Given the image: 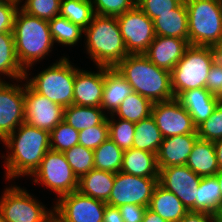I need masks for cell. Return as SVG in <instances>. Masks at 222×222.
<instances>
[{
    "label": "cell",
    "mask_w": 222,
    "mask_h": 222,
    "mask_svg": "<svg viewBox=\"0 0 222 222\" xmlns=\"http://www.w3.org/2000/svg\"><path fill=\"white\" fill-rule=\"evenodd\" d=\"M7 157L1 156L5 166V179L8 182L20 176H32L41 160L50 150V132L22 123L3 141Z\"/></svg>",
    "instance_id": "1"
},
{
    "label": "cell",
    "mask_w": 222,
    "mask_h": 222,
    "mask_svg": "<svg viewBox=\"0 0 222 222\" xmlns=\"http://www.w3.org/2000/svg\"><path fill=\"white\" fill-rule=\"evenodd\" d=\"M114 68L130 84L133 92L153 103L175 98L171 72L157 67L144 54H129Z\"/></svg>",
    "instance_id": "2"
},
{
    "label": "cell",
    "mask_w": 222,
    "mask_h": 222,
    "mask_svg": "<svg viewBox=\"0 0 222 222\" xmlns=\"http://www.w3.org/2000/svg\"><path fill=\"white\" fill-rule=\"evenodd\" d=\"M12 33L18 61L25 71L29 72L34 63L36 65L53 51L48 20L29 15L20 7L14 17Z\"/></svg>",
    "instance_id": "3"
},
{
    "label": "cell",
    "mask_w": 222,
    "mask_h": 222,
    "mask_svg": "<svg viewBox=\"0 0 222 222\" xmlns=\"http://www.w3.org/2000/svg\"><path fill=\"white\" fill-rule=\"evenodd\" d=\"M84 36V48L96 66L114 68L129 55L116 17L94 14Z\"/></svg>",
    "instance_id": "4"
},
{
    "label": "cell",
    "mask_w": 222,
    "mask_h": 222,
    "mask_svg": "<svg viewBox=\"0 0 222 222\" xmlns=\"http://www.w3.org/2000/svg\"><path fill=\"white\" fill-rule=\"evenodd\" d=\"M184 1L189 44L218 48L222 43V0Z\"/></svg>",
    "instance_id": "5"
},
{
    "label": "cell",
    "mask_w": 222,
    "mask_h": 222,
    "mask_svg": "<svg viewBox=\"0 0 222 222\" xmlns=\"http://www.w3.org/2000/svg\"><path fill=\"white\" fill-rule=\"evenodd\" d=\"M69 56L61 57L33 77L26 71V83L38 94L64 108L73 104L75 66Z\"/></svg>",
    "instance_id": "6"
},
{
    "label": "cell",
    "mask_w": 222,
    "mask_h": 222,
    "mask_svg": "<svg viewBox=\"0 0 222 222\" xmlns=\"http://www.w3.org/2000/svg\"><path fill=\"white\" fill-rule=\"evenodd\" d=\"M217 57L215 47L189 45L171 71L174 97L190 89L205 88L210 68Z\"/></svg>",
    "instance_id": "7"
},
{
    "label": "cell",
    "mask_w": 222,
    "mask_h": 222,
    "mask_svg": "<svg viewBox=\"0 0 222 222\" xmlns=\"http://www.w3.org/2000/svg\"><path fill=\"white\" fill-rule=\"evenodd\" d=\"M12 185L3 190L0 198V212L6 222H47L54 215V207L48 209L26 188Z\"/></svg>",
    "instance_id": "8"
},
{
    "label": "cell",
    "mask_w": 222,
    "mask_h": 222,
    "mask_svg": "<svg viewBox=\"0 0 222 222\" xmlns=\"http://www.w3.org/2000/svg\"><path fill=\"white\" fill-rule=\"evenodd\" d=\"M31 177H34L35 184L44 185L52 190L51 192L56 193V200L78 189L79 179L68 164L63 152L47 151Z\"/></svg>",
    "instance_id": "9"
},
{
    "label": "cell",
    "mask_w": 222,
    "mask_h": 222,
    "mask_svg": "<svg viewBox=\"0 0 222 222\" xmlns=\"http://www.w3.org/2000/svg\"><path fill=\"white\" fill-rule=\"evenodd\" d=\"M53 207L59 222H103L106 202L76 190L61 196Z\"/></svg>",
    "instance_id": "10"
},
{
    "label": "cell",
    "mask_w": 222,
    "mask_h": 222,
    "mask_svg": "<svg viewBox=\"0 0 222 222\" xmlns=\"http://www.w3.org/2000/svg\"><path fill=\"white\" fill-rule=\"evenodd\" d=\"M116 18L128 54H144L156 37L153 20L137 5Z\"/></svg>",
    "instance_id": "11"
},
{
    "label": "cell",
    "mask_w": 222,
    "mask_h": 222,
    "mask_svg": "<svg viewBox=\"0 0 222 222\" xmlns=\"http://www.w3.org/2000/svg\"><path fill=\"white\" fill-rule=\"evenodd\" d=\"M158 178L134 176L122 171L115 174V181L106 204L120 207L124 204H137L149 207Z\"/></svg>",
    "instance_id": "12"
},
{
    "label": "cell",
    "mask_w": 222,
    "mask_h": 222,
    "mask_svg": "<svg viewBox=\"0 0 222 222\" xmlns=\"http://www.w3.org/2000/svg\"><path fill=\"white\" fill-rule=\"evenodd\" d=\"M151 116L164 138L197 134V127L194 125L192 117L176 98L154 102Z\"/></svg>",
    "instance_id": "13"
},
{
    "label": "cell",
    "mask_w": 222,
    "mask_h": 222,
    "mask_svg": "<svg viewBox=\"0 0 222 222\" xmlns=\"http://www.w3.org/2000/svg\"><path fill=\"white\" fill-rule=\"evenodd\" d=\"M199 175L186 165L159 168L158 184L174 193L190 212H195Z\"/></svg>",
    "instance_id": "14"
},
{
    "label": "cell",
    "mask_w": 222,
    "mask_h": 222,
    "mask_svg": "<svg viewBox=\"0 0 222 222\" xmlns=\"http://www.w3.org/2000/svg\"><path fill=\"white\" fill-rule=\"evenodd\" d=\"M24 121L51 132L63 121L64 107L35 92L25 81Z\"/></svg>",
    "instance_id": "15"
},
{
    "label": "cell",
    "mask_w": 222,
    "mask_h": 222,
    "mask_svg": "<svg viewBox=\"0 0 222 222\" xmlns=\"http://www.w3.org/2000/svg\"><path fill=\"white\" fill-rule=\"evenodd\" d=\"M17 84L0 81V141L25 122V83Z\"/></svg>",
    "instance_id": "16"
},
{
    "label": "cell",
    "mask_w": 222,
    "mask_h": 222,
    "mask_svg": "<svg viewBox=\"0 0 222 222\" xmlns=\"http://www.w3.org/2000/svg\"><path fill=\"white\" fill-rule=\"evenodd\" d=\"M97 72L75 66L73 104L101 107L104 90V67L97 66Z\"/></svg>",
    "instance_id": "17"
},
{
    "label": "cell",
    "mask_w": 222,
    "mask_h": 222,
    "mask_svg": "<svg viewBox=\"0 0 222 222\" xmlns=\"http://www.w3.org/2000/svg\"><path fill=\"white\" fill-rule=\"evenodd\" d=\"M189 45L185 39L156 36L144 55L157 67L171 72Z\"/></svg>",
    "instance_id": "18"
},
{
    "label": "cell",
    "mask_w": 222,
    "mask_h": 222,
    "mask_svg": "<svg viewBox=\"0 0 222 222\" xmlns=\"http://www.w3.org/2000/svg\"><path fill=\"white\" fill-rule=\"evenodd\" d=\"M198 134H183L163 139L157 153L159 168L185 165Z\"/></svg>",
    "instance_id": "19"
},
{
    "label": "cell",
    "mask_w": 222,
    "mask_h": 222,
    "mask_svg": "<svg viewBox=\"0 0 222 222\" xmlns=\"http://www.w3.org/2000/svg\"><path fill=\"white\" fill-rule=\"evenodd\" d=\"M176 99L190 114L196 127L210 117L221 101L219 96L210 93L206 88L187 90Z\"/></svg>",
    "instance_id": "20"
},
{
    "label": "cell",
    "mask_w": 222,
    "mask_h": 222,
    "mask_svg": "<svg viewBox=\"0 0 222 222\" xmlns=\"http://www.w3.org/2000/svg\"><path fill=\"white\" fill-rule=\"evenodd\" d=\"M131 93H133L132 87L115 68L104 67V90L101 108L107 115L114 114L123 100Z\"/></svg>",
    "instance_id": "21"
},
{
    "label": "cell",
    "mask_w": 222,
    "mask_h": 222,
    "mask_svg": "<svg viewBox=\"0 0 222 222\" xmlns=\"http://www.w3.org/2000/svg\"><path fill=\"white\" fill-rule=\"evenodd\" d=\"M156 36H169L188 41V13L183 0L175 9L153 20Z\"/></svg>",
    "instance_id": "22"
},
{
    "label": "cell",
    "mask_w": 222,
    "mask_h": 222,
    "mask_svg": "<svg viewBox=\"0 0 222 222\" xmlns=\"http://www.w3.org/2000/svg\"><path fill=\"white\" fill-rule=\"evenodd\" d=\"M168 222H179L189 211L172 192L157 184L148 207Z\"/></svg>",
    "instance_id": "23"
},
{
    "label": "cell",
    "mask_w": 222,
    "mask_h": 222,
    "mask_svg": "<svg viewBox=\"0 0 222 222\" xmlns=\"http://www.w3.org/2000/svg\"><path fill=\"white\" fill-rule=\"evenodd\" d=\"M185 165L200 177L214 176L219 171L214 142L198 138Z\"/></svg>",
    "instance_id": "24"
},
{
    "label": "cell",
    "mask_w": 222,
    "mask_h": 222,
    "mask_svg": "<svg viewBox=\"0 0 222 222\" xmlns=\"http://www.w3.org/2000/svg\"><path fill=\"white\" fill-rule=\"evenodd\" d=\"M121 171L134 176L158 178L157 154L133 147L125 150Z\"/></svg>",
    "instance_id": "25"
},
{
    "label": "cell",
    "mask_w": 222,
    "mask_h": 222,
    "mask_svg": "<svg viewBox=\"0 0 222 222\" xmlns=\"http://www.w3.org/2000/svg\"><path fill=\"white\" fill-rule=\"evenodd\" d=\"M115 174L94 168L79 178L77 190L84 195L107 202L113 188Z\"/></svg>",
    "instance_id": "26"
},
{
    "label": "cell",
    "mask_w": 222,
    "mask_h": 222,
    "mask_svg": "<svg viewBox=\"0 0 222 222\" xmlns=\"http://www.w3.org/2000/svg\"><path fill=\"white\" fill-rule=\"evenodd\" d=\"M26 71L20 65L12 32H0V81L6 76L17 82L25 81ZM19 80V81H18Z\"/></svg>",
    "instance_id": "27"
},
{
    "label": "cell",
    "mask_w": 222,
    "mask_h": 222,
    "mask_svg": "<svg viewBox=\"0 0 222 222\" xmlns=\"http://www.w3.org/2000/svg\"><path fill=\"white\" fill-rule=\"evenodd\" d=\"M107 117L101 107L72 104L64 108L63 121L75 130L81 131L101 124Z\"/></svg>",
    "instance_id": "28"
},
{
    "label": "cell",
    "mask_w": 222,
    "mask_h": 222,
    "mask_svg": "<svg viewBox=\"0 0 222 222\" xmlns=\"http://www.w3.org/2000/svg\"><path fill=\"white\" fill-rule=\"evenodd\" d=\"M222 207V195L216 176L202 177L195 202V212L217 215Z\"/></svg>",
    "instance_id": "29"
},
{
    "label": "cell",
    "mask_w": 222,
    "mask_h": 222,
    "mask_svg": "<svg viewBox=\"0 0 222 222\" xmlns=\"http://www.w3.org/2000/svg\"><path fill=\"white\" fill-rule=\"evenodd\" d=\"M163 139L151 115L135 123L133 148L157 154Z\"/></svg>",
    "instance_id": "30"
},
{
    "label": "cell",
    "mask_w": 222,
    "mask_h": 222,
    "mask_svg": "<svg viewBox=\"0 0 222 222\" xmlns=\"http://www.w3.org/2000/svg\"><path fill=\"white\" fill-rule=\"evenodd\" d=\"M152 106L153 102L150 99L133 92L123 100L113 115L136 123L151 115Z\"/></svg>",
    "instance_id": "31"
},
{
    "label": "cell",
    "mask_w": 222,
    "mask_h": 222,
    "mask_svg": "<svg viewBox=\"0 0 222 222\" xmlns=\"http://www.w3.org/2000/svg\"><path fill=\"white\" fill-rule=\"evenodd\" d=\"M48 24L53 42L62 46H76L84 35L83 28L61 16L49 20Z\"/></svg>",
    "instance_id": "32"
},
{
    "label": "cell",
    "mask_w": 222,
    "mask_h": 222,
    "mask_svg": "<svg viewBox=\"0 0 222 222\" xmlns=\"http://www.w3.org/2000/svg\"><path fill=\"white\" fill-rule=\"evenodd\" d=\"M94 152V168L117 173L121 171L123 153L110 138L105 140Z\"/></svg>",
    "instance_id": "33"
},
{
    "label": "cell",
    "mask_w": 222,
    "mask_h": 222,
    "mask_svg": "<svg viewBox=\"0 0 222 222\" xmlns=\"http://www.w3.org/2000/svg\"><path fill=\"white\" fill-rule=\"evenodd\" d=\"M94 15L91 0H61L59 16L85 29Z\"/></svg>",
    "instance_id": "34"
},
{
    "label": "cell",
    "mask_w": 222,
    "mask_h": 222,
    "mask_svg": "<svg viewBox=\"0 0 222 222\" xmlns=\"http://www.w3.org/2000/svg\"><path fill=\"white\" fill-rule=\"evenodd\" d=\"M109 138L123 151L132 148L135 135V123L108 115Z\"/></svg>",
    "instance_id": "35"
},
{
    "label": "cell",
    "mask_w": 222,
    "mask_h": 222,
    "mask_svg": "<svg viewBox=\"0 0 222 222\" xmlns=\"http://www.w3.org/2000/svg\"><path fill=\"white\" fill-rule=\"evenodd\" d=\"M63 153L78 179L94 169V152L92 149L78 144Z\"/></svg>",
    "instance_id": "36"
},
{
    "label": "cell",
    "mask_w": 222,
    "mask_h": 222,
    "mask_svg": "<svg viewBox=\"0 0 222 222\" xmlns=\"http://www.w3.org/2000/svg\"><path fill=\"white\" fill-rule=\"evenodd\" d=\"M79 144V131L66 122H60L50 132V150L64 152Z\"/></svg>",
    "instance_id": "37"
},
{
    "label": "cell",
    "mask_w": 222,
    "mask_h": 222,
    "mask_svg": "<svg viewBox=\"0 0 222 222\" xmlns=\"http://www.w3.org/2000/svg\"><path fill=\"white\" fill-rule=\"evenodd\" d=\"M21 3L19 5L22 6L19 7L24 12L40 19L49 21L59 16L61 0H23Z\"/></svg>",
    "instance_id": "38"
},
{
    "label": "cell",
    "mask_w": 222,
    "mask_h": 222,
    "mask_svg": "<svg viewBox=\"0 0 222 222\" xmlns=\"http://www.w3.org/2000/svg\"><path fill=\"white\" fill-rule=\"evenodd\" d=\"M198 138L206 141L222 139V101L215 107L210 117L197 127Z\"/></svg>",
    "instance_id": "39"
},
{
    "label": "cell",
    "mask_w": 222,
    "mask_h": 222,
    "mask_svg": "<svg viewBox=\"0 0 222 222\" xmlns=\"http://www.w3.org/2000/svg\"><path fill=\"white\" fill-rule=\"evenodd\" d=\"M94 14L117 17L136 6L137 0H91Z\"/></svg>",
    "instance_id": "40"
},
{
    "label": "cell",
    "mask_w": 222,
    "mask_h": 222,
    "mask_svg": "<svg viewBox=\"0 0 222 222\" xmlns=\"http://www.w3.org/2000/svg\"><path fill=\"white\" fill-rule=\"evenodd\" d=\"M109 138L107 118L99 125L79 131V145L95 150Z\"/></svg>",
    "instance_id": "41"
},
{
    "label": "cell",
    "mask_w": 222,
    "mask_h": 222,
    "mask_svg": "<svg viewBox=\"0 0 222 222\" xmlns=\"http://www.w3.org/2000/svg\"><path fill=\"white\" fill-rule=\"evenodd\" d=\"M183 0H137L136 5L151 19L171 12Z\"/></svg>",
    "instance_id": "42"
},
{
    "label": "cell",
    "mask_w": 222,
    "mask_h": 222,
    "mask_svg": "<svg viewBox=\"0 0 222 222\" xmlns=\"http://www.w3.org/2000/svg\"><path fill=\"white\" fill-rule=\"evenodd\" d=\"M19 6V3L12 0H0V32H12Z\"/></svg>",
    "instance_id": "43"
},
{
    "label": "cell",
    "mask_w": 222,
    "mask_h": 222,
    "mask_svg": "<svg viewBox=\"0 0 222 222\" xmlns=\"http://www.w3.org/2000/svg\"><path fill=\"white\" fill-rule=\"evenodd\" d=\"M205 88L212 94L222 96V60L217 57L210 68Z\"/></svg>",
    "instance_id": "44"
},
{
    "label": "cell",
    "mask_w": 222,
    "mask_h": 222,
    "mask_svg": "<svg viewBox=\"0 0 222 222\" xmlns=\"http://www.w3.org/2000/svg\"><path fill=\"white\" fill-rule=\"evenodd\" d=\"M118 209L124 222H142L147 207L137 204H124Z\"/></svg>",
    "instance_id": "45"
},
{
    "label": "cell",
    "mask_w": 222,
    "mask_h": 222,
    "mask_svg": "<svg viewBox=\"0 0 222 222\" xmlns=\"http://www.w3.org/2000/svg\"><path fill=\"white\" fill-rule=\"evenodd\" d=\"M179 222H217V216L206 212H188Z\"/></svg>",
    "instance_id": "46"
},
{
    "label": "cell",
    "mask_w": 222,
    "mask_h": 222,
    "mask_svg": "<svg viewBox=\"0 0 222 222\" xmlns=\"http://www.w3.org/2000/svg\"><path fill=\"white\" fill-rule=\"evenodd\" d=\"M103 222H124L118 207L106 204Z\"/></svg>",
    "instance_id": "47"
},
{
    "label": "cell",
    "mask_w": 222,
    "mask_h": 222,
    "mask_svg": "<svg viewBox=\"0 0 222 222\" xmlns=\"http://www.w3.org/2000/svg\"><path fill=\"white\" fill-rule=\"evenodd\" d=\"M142 222H168V221L164 220L157 213L153 212L147 207Z\"/></svg>",
    "instance_id": "48"
},
{
    "label": "cell",
    "mask_w": 222,
    "mask_h": 222,
    "mask_svg": "<svg viewBox=\"0 0 222 222\" xmlns=\"http://www.w3.org/2000/svg\"><path fill=\"white\" fill-rule=\"evenodd\" d=\"M214 147H215L219 170H222V139L214 141Z\"/></svg>",
    "instance_id": "49"
},
{
    "label": "cell",
    "mask_w": 222,
    "mask_h": 222,
    "mask_svg": "<svg viewBox=\"0 0 222 222\" xmlns=\"http://www.w3.org/2000/svg\"><path fill=\"white\" fill-rule=\"evenodd\" d=\"M218 182H219V186H220V191H221V195H222V170H219L216 174H215Z\"/></svg>",
    "instance_id": "50"
},
{
    "label": "cell",
    "mask_w": 222,
    "mask_h": 222,
    "mask_svg": "<svg viewBox=\"0 0 222 222\" xmlns=\"http://www.w3.org/2000/svg\"><path fill=\"white\" fill-rule=\"evenodd\" d=\"M217 222H222V207L220 208V211L217 213Z\"/></svg>",
    "instance_id": "51"
},
{
    "label": "cell",
    "mask_w": 222,
    "mask_h": 222,
    "mask_svg": "<svg viewBox=\"0 0 222 222\" xmlns=\"http://www.w3.org/2000/svg\"><path fill=\"white\" fill-rule=\"evenodd\" d=\"M217 52H218V57L222 60V43H221V45L217 48Z\"/></svg>",
    "instance_id": "52"
},
{
    "label": "cell",
    "mask_w": 222,
    "mask_h": 222,
    "mask_svg": "<svg viewBox=\"0 0 222 222\" xmlns=\"http://www.w3.org/2000/svg\"><path fill=\"white\" fill-rule=\"evenodd\" d=\"M0 222H6V220L4 219L2 213L0 212Z\"/></svg>",
    "instance_id": "53"
},
{
    "label": "cell",
    "mask_w": 222,
    "mask_h": 222,
    "mask_svg": "<svg viewBox=\"0 0 222 222\" xmlns=\"http://www.w3.org/2000/svg\"><path fill=\"white\" fill-rule=\"evenodd\" d=\"M47 222H54V215Z\"/></svg>",
    "instance_id": "54"
},
{
    "label": "cell",
    "mask_w": 222,
    "mask_h": 222,
    "mask_svg": "<svg viewBox=\"0 0 222 222\" xmlns=\"http://www.w3.org/2000/svg\"><path fill=\"white\" fill-rule=\"evenodd\" d=\"M12 1H15V2H17V3H21V1H23V0H12Z\"/></svg>",
    "instance_id": "55"
},
{
    "label": "cell",
    "mask_w": 222,
    "mask_h": 222,
    "mask_svg": "<svg viewBox=\"0 0 222 222\" xmlns=\"http://www.w3.org/2000/svg\"><path fill=\"white\" fill-rule=\"evenodd\" d=\"M54 222H59L55 215H54Z\"/></svg>",
    "instance_id": "56"
}]
</instances>
